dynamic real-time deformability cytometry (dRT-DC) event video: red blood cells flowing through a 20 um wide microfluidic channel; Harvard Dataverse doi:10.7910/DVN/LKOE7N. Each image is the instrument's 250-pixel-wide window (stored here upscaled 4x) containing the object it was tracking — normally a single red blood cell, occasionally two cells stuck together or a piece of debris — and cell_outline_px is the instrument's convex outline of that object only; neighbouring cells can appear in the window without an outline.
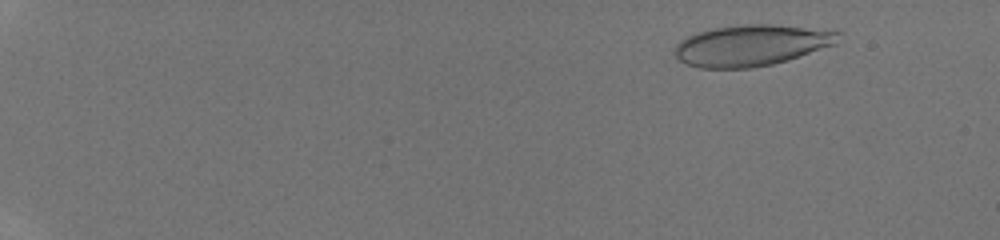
{"species": "human", "species_latin": "Homo sapiens", "temperature_condition": "room temperature", "stored_images_in_passage": 47, "camera_frame_rate_fps": 3000, "um_per_image_px": 0.085, "donor": {"sex": "male"}, "frame": {"image": 1, "passage_image": 6, "time_ms": 1.667, "image_size_px": [1000, 240], "cell_outline_px": [[840, 32], [836, 44], [788, 60], [772, 64], [752, 68], [700, 68], [688, 64], [680, 60], [676, 56], [676, 44], [680, 40], [696, 32], [712, 28], [744, 24], [772, 24]], "centroid_in_image_um": [63.84, 3.86], "position_along_channel_um": 21.2, "area_um2": 38.9}}
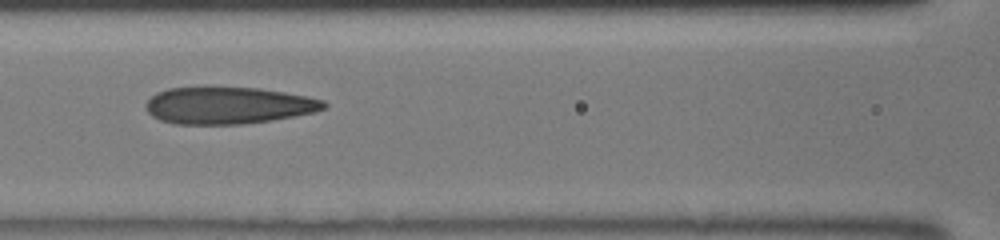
{"frame": {"image": 2, "passage_image": 25, "time_ms": 8.0, "image_size_px": [1000, 240], "cell_outline_px": [[328, 104], [324, 108], [312, 112], [272, 120], [240, 124], [176, 124], [160, 120], [152, 116], [148, 112], [144, 104], [156, 92], [168, 88], [204, 84], [260, 88], [284, 92], [324, 100]], "centroid_in_image_um": [19.31, 8.91], "position_along_channel_um": 147.3, "area_um2": 39.25}}
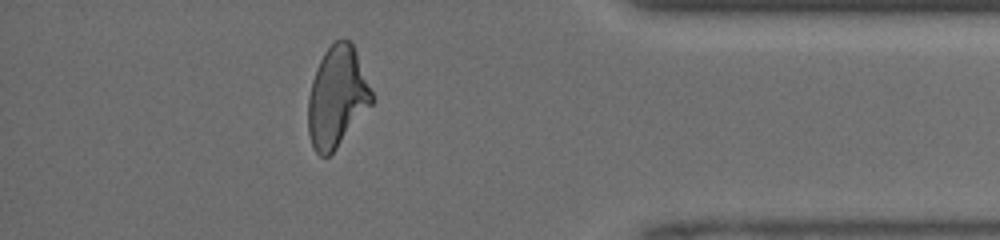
{"frame": {"image": 3, "passage_image": 43, "time_ms": 14.0, "image_size_px": [1000, 240], "cell_outline_px": [[372, 104], [336, 148], [328, 156], [320, 156], [312, 148], [308, 132], [308, 96], [312, 80], [316, 68], [324, 52], [336, 40], [352, 40], [372, 92]], "centroid_in_image_um": [28.63, 8.24], "position_along_channel_um": 406.6, "area_um2": 37.11}}